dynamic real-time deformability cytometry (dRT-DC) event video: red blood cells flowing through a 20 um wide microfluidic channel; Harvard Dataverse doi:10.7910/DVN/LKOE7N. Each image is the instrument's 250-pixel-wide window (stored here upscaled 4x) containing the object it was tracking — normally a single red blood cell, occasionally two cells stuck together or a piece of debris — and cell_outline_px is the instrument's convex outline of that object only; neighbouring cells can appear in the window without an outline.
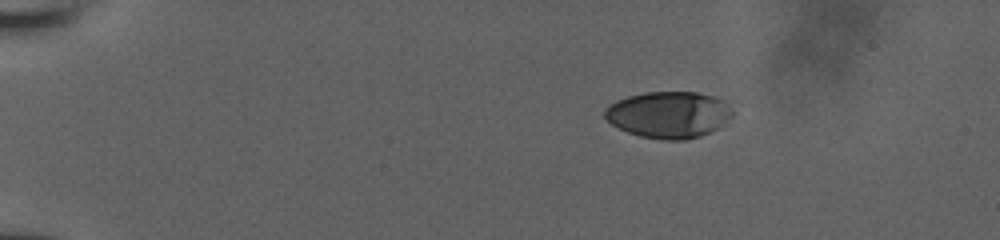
{"species": "human", "species_latin": "Homo sapiens", "temperature_condition": "room temperature", "stored_images_in_passage": 31, "camera_frame_rate_fps": 3000, "um_per_image_px": 0.085, "donor": {"sex": "male"}, "frame": {"image": 1, "passage_image": 1, "time_ms": 0.0, "image_size_px": [1000, 240], "cell_outline_px": [[736, 112], [720, 128], [700, 136], [684, 140], [664, 140], [640, 136], [628, 132], [612, 124], [604, 116], [604, 108], [608, 104], [616, 100], [628, 96], [644, 92], [696, 92], [716, 96], [732, 100]], "centroid_in_image_um": [56.94, 9.72], "position_along_channel_um": 28.1, "area_um2": 35.55}}
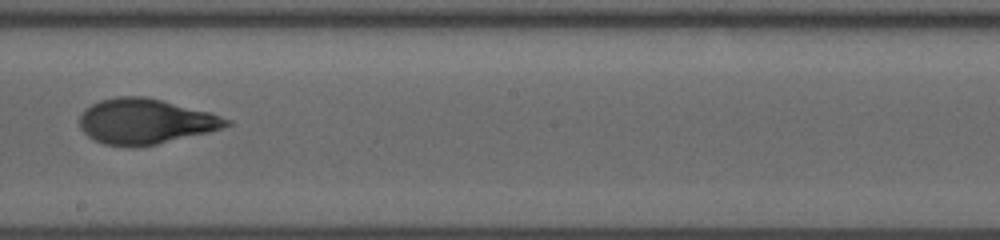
{"frame": {"image": 2, "passage_image": 18, "time_ms": 7.667, "image_size_px": [1000, 240], "cell_outline_px": [[232, 124], [224, 128], [208, 132], [156, 144], [132, 148], [104, 144], [88, 136], [80, 128], [80, 116], [84, 108], [100, 100], [116, 96], [144, 96], [212, 112], [232, 120]], "centroid_in_image_um": [12.37, 10.32], "position_along_channel_um": 235.8, "area_um2": 38.96}}
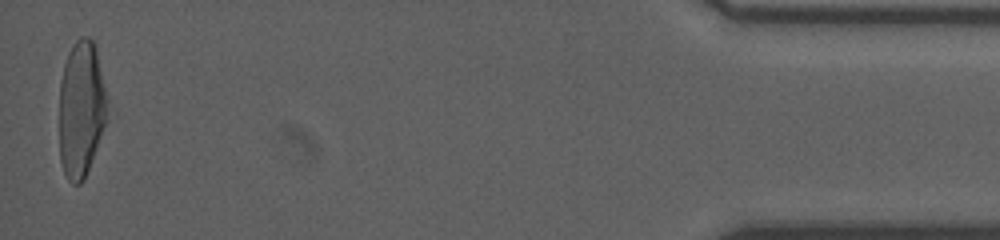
{"frame": {"image": 3, "passage_image": 31, "time_ms": 14.333, "image_size_px": [1000, 240], "cell_outline_px": [[104, 124], [84, 180], [80, 184], [72, 184], [68, 180], [64, 172], [60, 160], [60, 80], [64, 64], [68, 52], [72, 44], [80, 36], [88, 36], [92, 40], [96, 48], [104, 88]], "centroid_in_image_um": [6.84, 9.25], "position_along_channel_um": 428.4, "area_um2": 37.17}}